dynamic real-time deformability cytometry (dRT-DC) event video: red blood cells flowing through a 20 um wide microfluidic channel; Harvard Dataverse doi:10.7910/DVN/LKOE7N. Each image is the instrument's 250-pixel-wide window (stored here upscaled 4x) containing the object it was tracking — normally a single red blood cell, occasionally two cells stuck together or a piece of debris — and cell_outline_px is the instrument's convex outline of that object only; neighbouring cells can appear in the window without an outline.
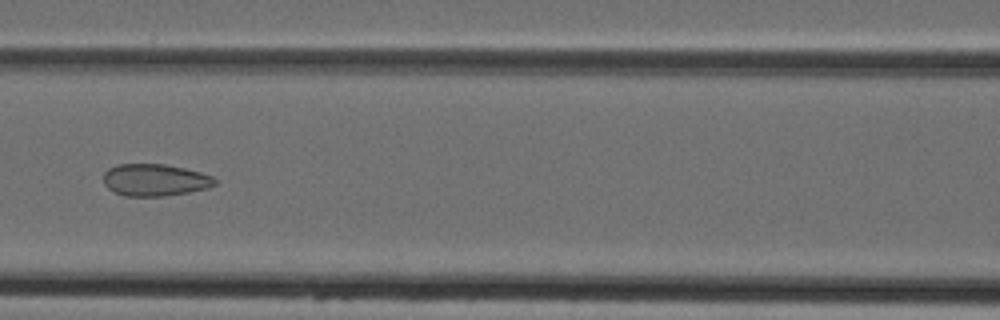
{"species": "Egyptian fruit bat (a non-hibernating species)", "species_latin": "Rousettus aegyptiacus", "temperature_condition": "cold", "stored_images_in_passage": 7, "camera_frame_rate_fps": 3000, "um_per_image_px": 0.085, "animal": {"sex": "female"}, "frame": {"image": 1, "passage_image": 7, "time_ms": 8.0, "image_size_px": [1000, 320], "cell_outline_px": [[216, 184], [208, 188], [188, 192], [164, 196], [124, 196], [108, 188], [104, 184], [104, 172], [108, 168], [116, 164], [164, 164], [184, 168], [200, 172], [212, 176], [216, 180]], "centroid_in_image_um": [13.16, 15.29], "position_along_channel_um": 153.4, "area_um2": 20.81}}